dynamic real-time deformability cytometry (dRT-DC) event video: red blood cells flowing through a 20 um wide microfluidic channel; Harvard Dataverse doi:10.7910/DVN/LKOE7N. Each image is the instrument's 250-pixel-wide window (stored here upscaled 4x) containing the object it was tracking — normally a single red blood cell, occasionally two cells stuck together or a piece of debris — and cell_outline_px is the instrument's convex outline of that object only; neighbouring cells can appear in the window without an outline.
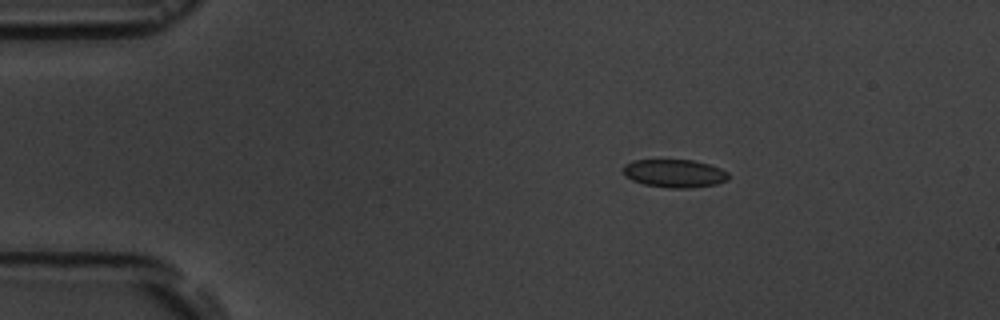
{"species": "common noctule bat (a hibernating species)", "species_latin": "Nyctalus noctula", "temperature_condition": "room temperature", "stored_images_in_passage": 5, "camera_frame_rate_fps": 3000, "um_per_image_px": 0.085, "animal": {"sex": "male", "body_mass_g": 19.5, "forearm_length_mm": 54.6}, "frame": {"image": 1, "passage_image": 3, "time_ms": 2.333, "image_size_px": [1000, 320], "cell_outline_px": [[728, 180], [716, 184], [688, 188], [672, 188], [644, 184], [632, 180], [624, 176], [624, 164], [632, 160], [692, 160], [708, 164], [720, 168], [728, 172]], "centroid_in_image_um": [57.32, 14.73], "position_along_channel_um": 27.7, "area_um2": 17.17}}
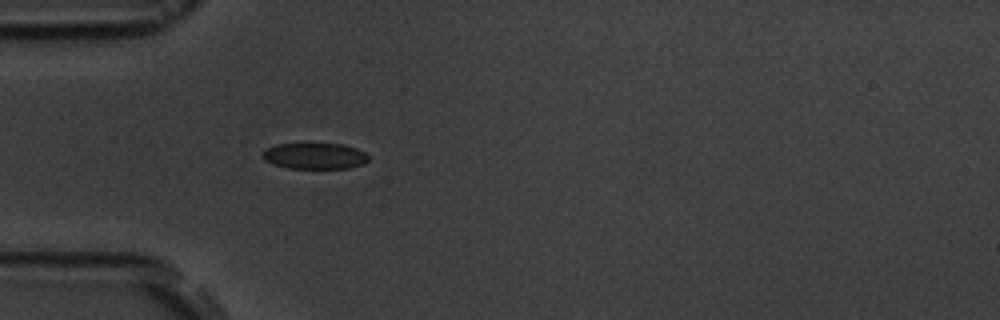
{"frame": {"image": 2, "passage_image": 5, "time_ms": 4.667, "image_size_px": [1000, 320], "cell_outline_px": [[368, 160], [364, 164], [348, 168], [288, 168], [272, 164], [264, 160], [260, 156], [260, 152], [264, 148], [276, 144], [344, 144], [356, 148], [364, 152], [368, 156]], "centroid_in_image_um": [26.69, 13.25], "position_along_channel_um": 58.3, "area_um2": 16.3}}